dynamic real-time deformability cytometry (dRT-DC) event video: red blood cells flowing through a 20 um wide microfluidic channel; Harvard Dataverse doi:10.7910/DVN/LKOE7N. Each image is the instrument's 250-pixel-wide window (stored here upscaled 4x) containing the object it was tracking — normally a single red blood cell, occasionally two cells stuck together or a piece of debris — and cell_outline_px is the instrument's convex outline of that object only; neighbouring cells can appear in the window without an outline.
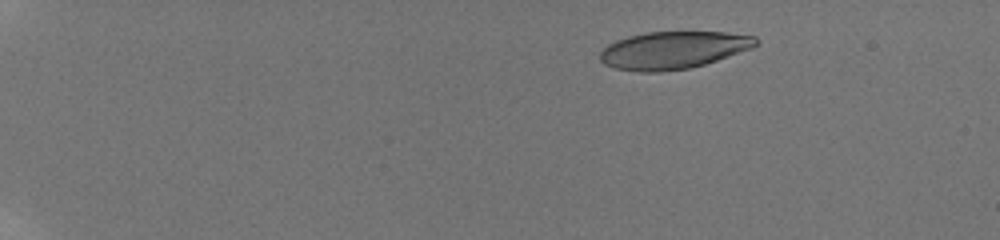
{"species": "human", "species_latin": "Homo sapiens", "temperature_condition": "room temperature", "stored_images_in_passage": 32, "camera_frame_rate_fps": 3000, "um_per_image_px": 0.085, "donor": {"sex": "male"}, "frame": {"image": 1, "passage_image": 9, "time_ms": 3.333, "image_size_px": [1000, 240], "cell_outline_px": [[760, 40], [752, 48], [704, 64], [688, 68], [660, 72], [640, 72], [616, 68], [604, 64], [600, 60], [600, 52], [608, 44], [616, 40], [628, 36], [648, 32], [724, 32], [756, 36]], "centroid_in_image_um": [57.21, 4.25], "position_along_channel_um": 27.8, "area_um2": 33.87}}
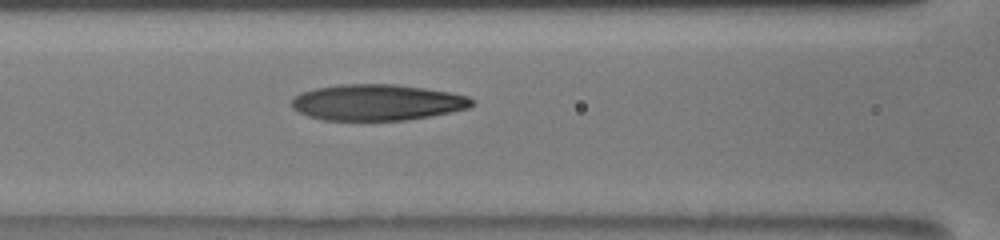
{"frame": {"image": 2, "passage_image": 25, "time_ms": 9.667, "image_size_px": [1000, 240], "cell_outline_px": [[476, 100], [468, 108], [452, 112], [432, 116], [408, 120], [324, 120], [308, 116], [292, 108], [292, 96], [300, 92], [316, 88], [340, 84], [396, 84], [424, 88], [448, 92], [468, 96]], "centroid_in_image_um": [32.06, 8.7], "position_along_channel_um": 134.5, "area_um2": 38.09}}
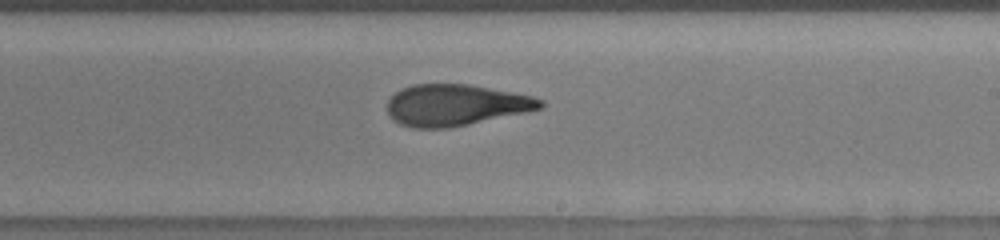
{"frame": {"image": 3, "passage_image": 32, "time_ms": 12.667, "image_size_px": [1000, 240], "cell_outline_px": [[544, 104], [540, 108], [528, 112], [448, 128], [416, 128], [400, 124], [392, 120], [388, 112], [388, 100], [400, 88], [412, 84], [468, 84], [512, 92], [532, 96], [544, 100]], "centroid_in_image_um": [38.71, 8.93], "position_along_channel_um": 250.3, "area_um2": 36.88}}